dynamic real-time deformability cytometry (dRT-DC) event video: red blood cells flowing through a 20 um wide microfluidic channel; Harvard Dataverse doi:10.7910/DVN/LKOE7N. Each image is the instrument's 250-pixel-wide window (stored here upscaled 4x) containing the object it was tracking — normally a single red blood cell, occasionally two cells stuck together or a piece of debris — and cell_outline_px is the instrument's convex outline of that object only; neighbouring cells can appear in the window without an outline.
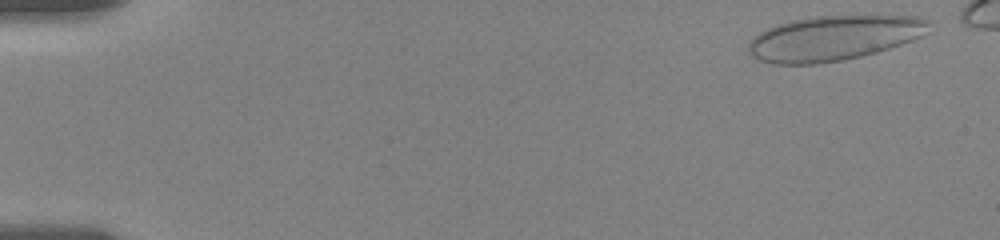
{"species": "human", "species_latin": "Homo sapiens", "temperature_condition": "room temperature", "stored_images_in_passage": 10, "camera_frame_rate_fps": 3000, "um_per_image_px": 0.085, "donor": {"sex": "female"}, "frame": {"image": 1, "passage_image": 2, "time_ms": 0.333, "image_size_px": [1000, 240], "cell_outline_px": [[928, 24], [920, 36], [912, 40], [876, 52], [844, 60], [816, 64], [772, 64], [760, 60], [752, 56], [748, 52], [748, 44], [752, 36], [776, 24], [792, 20], [816, 16], [916, 16], [928, 20]], "centroid_in_image_um": [70.77, 3.24], "position_along_channel_um": 14.2, "area_um2": 46.88}}
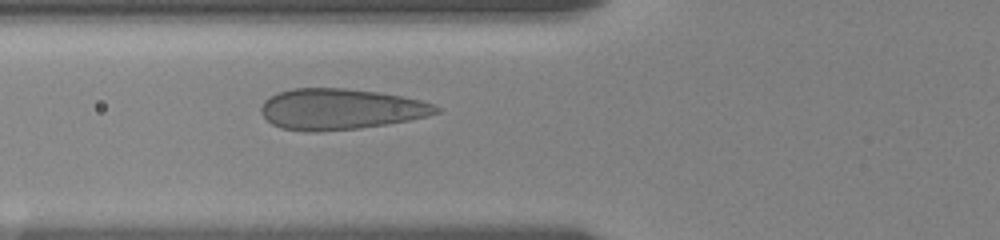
{"frame": {"image": 2, "passage_image": 10, "time_ms": 6.333, "image_size_px": [1000, 240], "cell_outline_px": [[440, 112], [428, 116], [408, 120], [384, 124], [356, 128], [284, 128], [272, 124], [260, 112], [260, 108], [264, 100], [268, 96], [292, 88], [344, 88], [376, 92], [400, 96], [420, 100], [432, 104], [440, 108]], "centroid_in_image_um": [28.96, 9.22], "position_along_channel_um": 96.8, "area_um2": 40.23}}